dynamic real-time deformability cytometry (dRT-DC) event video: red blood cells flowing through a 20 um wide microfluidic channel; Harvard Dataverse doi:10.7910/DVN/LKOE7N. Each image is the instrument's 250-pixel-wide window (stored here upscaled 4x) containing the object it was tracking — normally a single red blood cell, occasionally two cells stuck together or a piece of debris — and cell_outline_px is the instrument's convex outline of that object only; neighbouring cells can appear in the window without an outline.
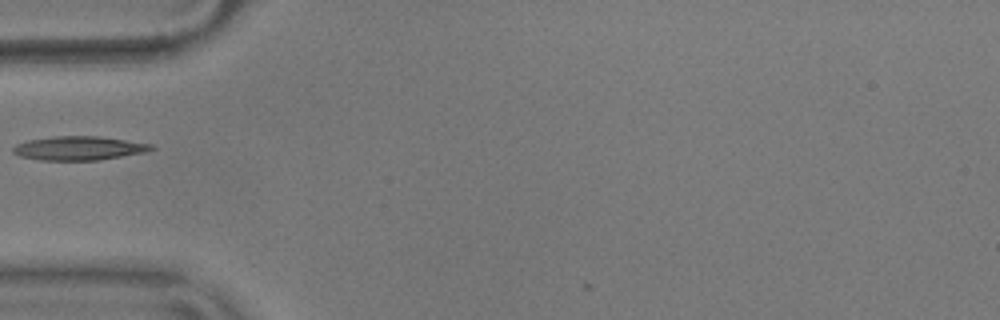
{"species": "common noctule bat (a hibernating species)", "species_latin": "Nyctalus noctula", "temperature_condition": "warm", "stored_images_in_passage": 35, "camera_frame_rate_fps": 3000, "um_per_image_px": 0.085, "animal": {"sex": "male", "body_mass_g": 17.9}, "frame": {"image": 1, "passage_image": 1, "time_ms": 0.0, "image_size_px": [1000, 320], "cell_outline_px": [[156, 148], [148, 152], [100, 160], [40, 160], [20, 156], [12, 152], [12, 148], [16, 144], [28, 140], [52, 136], [100, 136], [152, 144]], "centroid_in_image_um": [6.73, 12.59], "position_along_channel_um": 78.3, "area_um2": 19.42}}
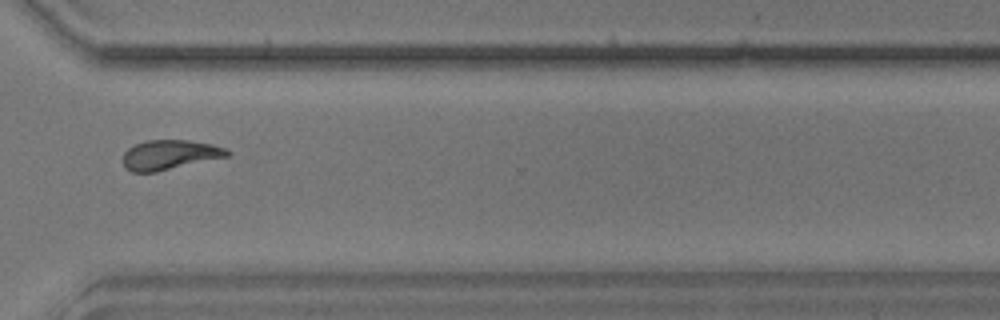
{"frame": {"image": 2, "passage_image": 24, "time_ms": 7.667, "image_size_px": [1000, 320], "cell_outline_px": [[232, 152], [228, 156], [156, 172], [132, 172], [124, 168], [124, 152], [128, 148], [144, 140], [188, 140], [212, 144], [224, 148]], "centroid_in_image_um": [14.41, 13.15], "position_along_channel_um": 356.2, "area_um2": 17.98}}
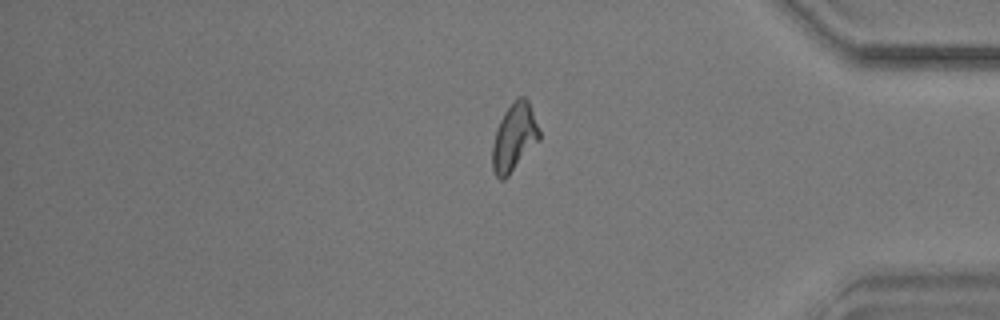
{"frame": {"image": 3, "passage_image": 29, "time_ms": 9.333, "image_size_px": [1000, 320], "cell_outline_px": [[540, 140], [508, 176], [504, 180], [500, 180], [496, 176], [492, 168], [492, 144], [496, 128], [504, 112], [516, 96], [524, 96], [528, 100], [540, 132]], "centroid_in_image_um": [43.69, 11.67], "position_along_channel_um": 391.5, "area_um2": 18.67}}